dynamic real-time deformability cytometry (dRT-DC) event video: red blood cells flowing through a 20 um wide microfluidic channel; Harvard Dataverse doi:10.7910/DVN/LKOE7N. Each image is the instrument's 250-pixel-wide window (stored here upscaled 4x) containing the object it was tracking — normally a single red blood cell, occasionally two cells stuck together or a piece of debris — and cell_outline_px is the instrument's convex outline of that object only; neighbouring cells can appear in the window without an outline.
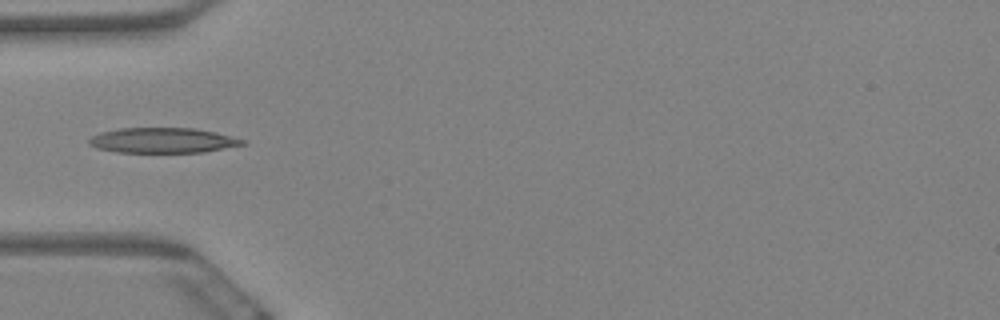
{"species": "Egyptian fruit bat (a non-hibernating species)", "species_latin": "Rousettus aegyptiacus", "temperature_condition": "warm", "stored_images_in_passage": 9, "camera_frame_rate_fps": 3000, "um_per_image_px": 0.085, "animal": {"sex": "female"}, "frame": {"image": 1, "passage_image": 6, "time_ms": 1.667, "image_size_px": [1000, 320], "cell_outline_px": [[244, 144], [204, 152], [116, 152], [96, 148], [88, 144], [88, 140], [92, 136], [100, 132], [120, 128], [192, 128], [212, 132], [244, 140]], "centroid_in_image_um": [13.73, 11.93], "position_along_channel_um": 71.3, "area_um2": 22.2}}
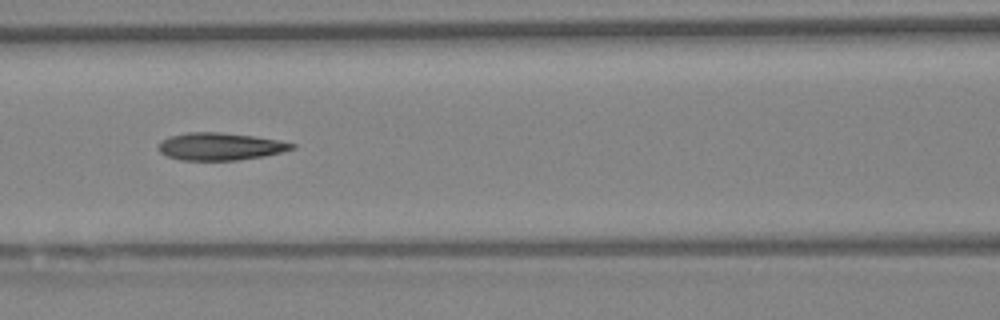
{"frame": {"image": 2, "passage_image": 8, "time_ms": 2.333, "image_size_px": [1000, 320], "cell_outline_px": [[296, 148], [264, 156], [236, 160], [180, 160], [168, 156], [160, 152], [160, 140], [168, 136], [188, 132], [220, 132], [252, 136], [276, 140], [296, 144]], "centroid_in_image_um": [18.69, 12.44], "position_along_channel_um": 147.9, "area_um2": 21.15}}
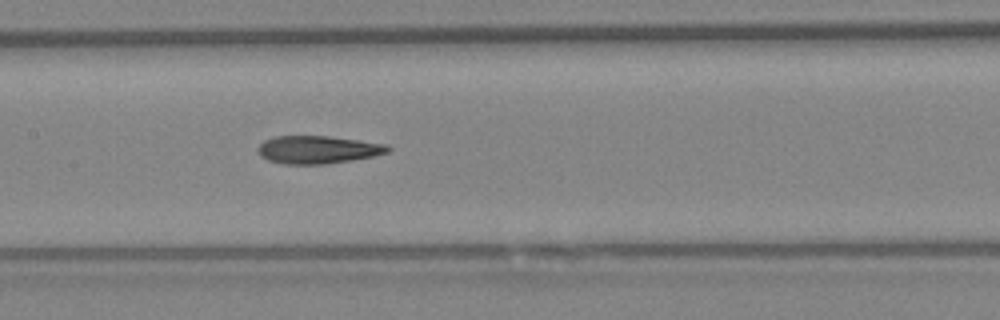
{"frame": {"image": 3, "passage_image": 9, "time_ms": 2.667, "image_size_px": [1000, 320], "cell_outline_px": [[392, 148], [388, 152], [372, 156], [352, 160], [328, 164], [284, 164], [268, 160], [260, 156], [256, 148], [264, 140], [276, 136], [328, 136], [388, 144]], "centroid_in_image_um": [27.01, 12.72], "position_along_channel_um": 180.4, "area_um2": 21.15}}